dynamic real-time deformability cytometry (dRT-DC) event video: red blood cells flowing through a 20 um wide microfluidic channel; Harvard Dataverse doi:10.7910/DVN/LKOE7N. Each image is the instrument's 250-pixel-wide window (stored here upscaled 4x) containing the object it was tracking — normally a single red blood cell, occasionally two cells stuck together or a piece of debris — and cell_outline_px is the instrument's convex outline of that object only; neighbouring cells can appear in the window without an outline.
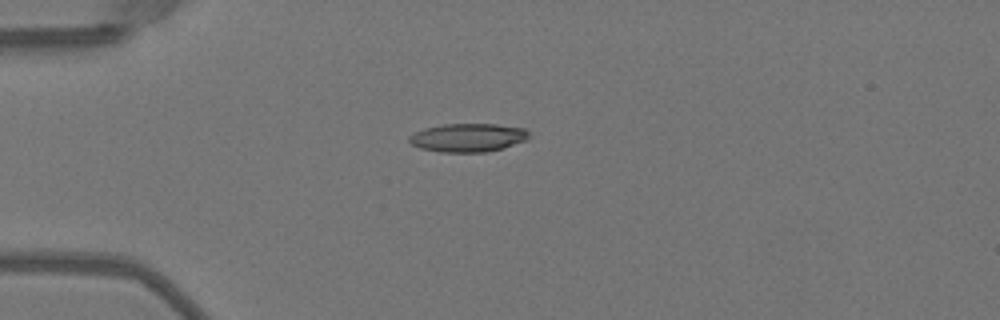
{"species": "Egyptian fruit bat (a non-hibernating species)", "species_latin": "Rousettus aegyptiacus", "temperature_condition": "warm", "stored_images_in_passage": 38, "camera_frame_rate_fps": 3000, "um_per_image_px": 0.085, "animal": {"sex": "female"}, "frame": {"image": 1, "passage_image": 1, "time_ms": 0.0, "image_size_px": [1000, 320], "cell_outline_px": [[528, 140], [504, 148], [484, 152], [440, 152], [420, 148], [412, 144], [408, 140], [408, 136], [424, 128], [444, 124], [496, 124], [524, 128], [528, 132]], "centroid_in_image_um": [39.78, 11.7], "position_along_channel_um": 45.2, "area_um2": 19.88}}
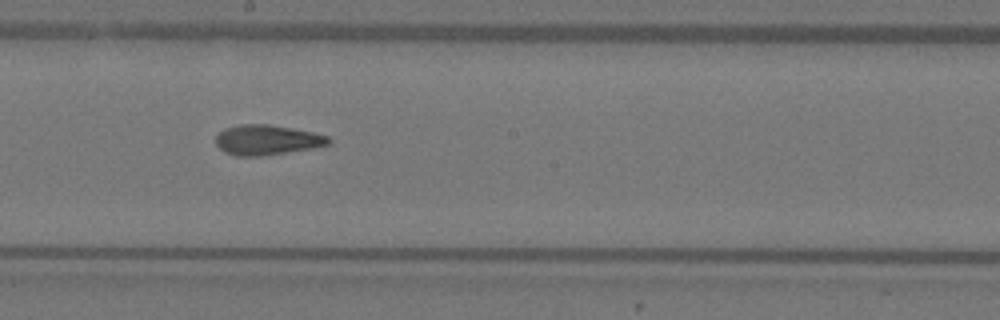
{"frame": {"image": 2, "passage_image": 16, "time_ms": 5.0, "image_size_px": [1000, 320], "cell_outline_px": [[332, 140], [328, 144], [312, 148], [260, 156], [236, 156], [224, 152], [216, 144], [216, 136], [224, 128], [240, 124], [268, 124], [292, 128], [312, 132], [328, 136]], "centroid_in_image_um": [22.67, 11.89], "position_along_channel_um": 225.5, "area_um2": 19.65}}
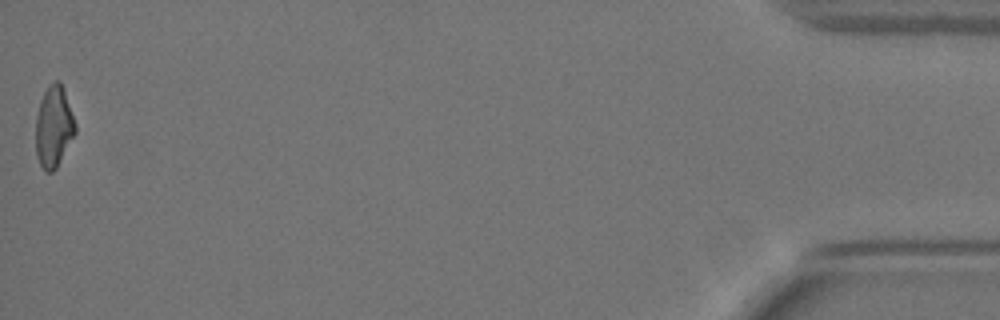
{"frame": {"image": 3, "passage_image": 38, "time_ms": 12.333, "image_size_px": [1000, 320], "cell_outline_px": [[76, 132], [56, 168], [52, 172], [44, 172], [36, 156], [36, 116], [40, 100], [48, 84], [56, 80], [60, 80], [76, 124]], "centroid_in_image_um": [4.55, 10.77], "position_along_channel_um": 430.6, "area_um2": 18.73}, "authors_computed_cell_mechanics": {"area_um2": 19.5653, "velocity_mm_per_s": 4.0617, "shape_relaxation_time_tau1_ms": null, "shape_relaxation_time_tau2_ms": 2.8064, "deformation_change_tau1": null, "deformation_change_tau2": 0.1175}}